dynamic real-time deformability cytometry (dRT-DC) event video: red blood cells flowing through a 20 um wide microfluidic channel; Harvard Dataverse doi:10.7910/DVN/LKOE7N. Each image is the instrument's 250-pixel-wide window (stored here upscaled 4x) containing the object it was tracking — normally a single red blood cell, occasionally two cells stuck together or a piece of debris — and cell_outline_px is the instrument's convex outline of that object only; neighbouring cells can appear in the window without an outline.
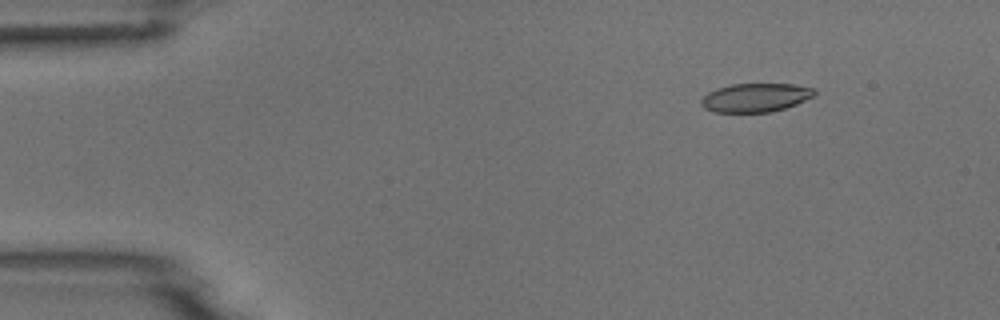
{"species": "common noctule bat (a hibernating species)", "species_latin": "Nyctalus noctula", "temperature_condition": "room temperature", "stored_images_in_passage": 5, "camera_frame_rate_fps": 3000, "um_per_image_px": 0.085, "animal": {"sex": "male", "body_mass_g": 18.8}, "frame": {"image": 1, "passage_image": 2, "time_ms": 1.333, "image_size_px": [1000, 320], "cell_outline_px": [[816, 96], [796, 104], [772, 112], [716, 112], [704, 108], [700, 104], [700, 100], [708, 92], [716, 88], [732, 84], [792, 84], [816, 88]], "centroid_in_image_um": [64.24, 8.29], "position_along_channel_um": 20.8, "area_um2": 19.07}}
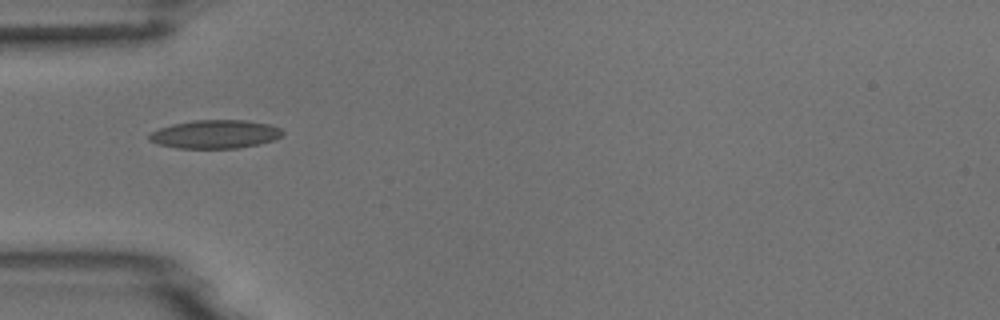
{"frame": {"image": 2, "passage_image": 5, "time_ms": 4.667, "image_size_px": [1000, 320], "cell_outline_px": [[284, 132], [280, 136], [272, 140], [260, 144], [240, 148], [176, 148], [160, 144], [148, 140], [148, 136], [152, 132], [160, 128], [172, 124], [192, 120], [244, 120], [268, 124], [280, 128]], "centroid_in_image_um": [18.28, 11.41], "position_along_channel_um": 66.7, "area_um2": 22.02}}